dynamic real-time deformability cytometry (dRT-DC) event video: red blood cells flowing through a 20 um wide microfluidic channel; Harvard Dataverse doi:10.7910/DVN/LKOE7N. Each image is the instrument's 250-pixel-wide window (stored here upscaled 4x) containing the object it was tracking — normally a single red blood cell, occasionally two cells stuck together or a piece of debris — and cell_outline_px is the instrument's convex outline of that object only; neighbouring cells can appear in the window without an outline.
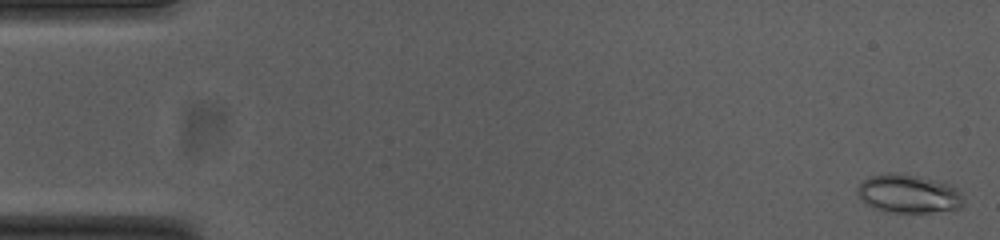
{"species": "common noctule bat (a hibernating species)", "species_latin": "Nyctalus noctula", "temperature_condition": "cold", "stored_images_in_passage": 23, "camera_frame_rate_fps": 3000, "um_per_image_px": 0.085, "animal": {"sex": "female", "body_mass_g": 23.0, "forearm_length_mm": 53.4}, "frame": {"image": 1, "passage_image": 1, "time_ms": 0.0, "image_size_px": [1000, 240], "cell_outline_px": [[964, 204], [960, 208], [928, 212], [888, 212], [876, 208], [860, 200], [856, 192], [856, 188], [868, 176], [888, 172], [896, 172], [920, 176], [948, 184], [956, 188], [960, 192], [964, 200]], "centroid_in_image_um": [77.19, 16.45], "position_along_channel_um": 7.8, "area_um2": 23.87}}